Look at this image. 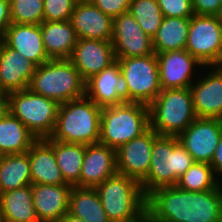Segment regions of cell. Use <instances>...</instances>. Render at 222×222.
<instances>
[{"instance_id":"cell-1","label":"cell","mask_w":222,"mask_h":222,"mask_svg":"<svg viewBox=\"0 0 222 222\" xmlns=\"http://www.w3.org/2000/svg\"><path fill=\"white\" fill-rule=\"evenodd\" d=\"M146 211L153 222H222V186L207 191L161 187L146 196Z\"/></svg>"},{"instance_id":"cell-2","label":"cell","mask_w":222,"mask_h":222,"mask_svg":"<svg viewBox=\"0 0 222 222\" xmlns=\"http://www.w3.org/2000/svg\"><path fill=\"white\" fill-rule=\"evenodd\" d=\"M101 107L86 95L61 103L52 140L74 144H95L100 140Z\"/></svg>"},{"instance_id":"cell-3","label":"cell","mask_w":222,"mask_h":222,"mask_svg":"<svg viewBox=\"0 0 222 222\" xmlns=\"http://www.w3.org/2000/svg\"><path fill=\"white\" fill-rule=\"evenodd\" d=\"M194 163L192 156L180 144L177 136L158 135L152 146L150 168L140 182L143 194L168 186H176Z\"/></svg>"},{"instance_id":"cell-4","label":"cell","mask_w":222,"mask_h":222,"mask_svg":"<svg viewBox=\"0 0 222 222\" xmlns=\"http://www.w3.org/2000/svg\"><path fill=\"white\" fill-rule=\"evenodd\" d=\"M28 88L61 104L85 96L86 81L69 59H50L36 67Z\"/></svg>"},{"instance_id":"cell-5","label":"cell","mask_w":222,"mask_h":222,"mask_svg":"<svg viewBox=\"0 0 222 222\" xmlns=\"http://www.w3.org/2000/svg\"><path fill=\"white\" fill-rule=\"evenodd\" d=\"M150 128L149 106L124 102L101 109L99 143L117 150Z\"/></svg>"},{"instance_id":"cell-6","label":"cell","mask_w":222,"mask_h":222,"mask_svg":"<svg viewBox=\"0 0 222 222\" xmlns=\"http://www.w3.org/2000/svg\"><path fill=\"white\" fill-rule=\"evenodd\" d=\"M95 189L111 222H130L146 211V196L134 178L117 173Z\"/></svg>"},{"instance_id":"cell-7","label":"cell","mask_w":222,"mask_h":222,"mask_svg":"<svg viewBox=\"0 0 222 222\" xmlns=\"http://www.w3.org/2000/svg\"><path fill=\"white\" fill-rule=\"evenodd\" d=\"M149 111L150 127L159 135L178 136L197 118L190 88L162 90Z\"/></svg>"},{"instance_id":"cell-8","label":"cell","mask_w":222,"mask_h":222,"mask_svg":"<svg viewBox=\"0 0 222 222\" xmlns=\"http://www.w3.org/2000/svg\"><path fill=\"white\" fill-rule=\"evenodd\" d=\"M59 103L32 92L29 88L8 94V111L18 118L37 139L52 135Z\"/></svg>"},{"instance_id":"cell-9","label":"cell","mask_w":222,"mask_h":222,"mask_svg":"<svg viewBox=\"0 0 222 222\" xmlns=\"http://www.w3.org/2000/svg\"><path fill=\"white\" fill-rule=\"evenodd\" d=\"M116 60L122 75L125 102L149 106L162 91L156 54Z\"/></svg>"},{"instance_id":"cell-10","label":"cell","mask_w":222,"mask_h":222,"mask_svg":"<svg viewBox=\"0 0 222 222\" xmlns=\"http://www.w3.org/2000/svg\"><path fill=\"white\" fill-rule=\"evenodd\" d=\"M222 46V17L196 15L190 19L185 50L204 66L219 67Z\"/></svg>"},{"instance_id":"cell-11","label":"cell","mask_w":222,"mask_h":222,"mask_svg":"<svg viewBox=\"0 0 222 222\" xmlns=\"http://www.w3.org/2000/svg\"><path fill=\"white\" fill-rule=\"evenodd\" d=\"M156 56L162 90L190 88L204 67L185 49L161 52Z\"/></svg>"},{"instance_id":"cell-12","label":"cell","mask_w":222,"mask_h":222,"mask_svg":"<svg viewBox=\"0 0 222 222\" xmlns=\"http://www.w3.org/2000/svg\"><path fill=\"white\" fill-rule=\"evenodd\" d=\"M222 132V119L196 118L177 136L194 162L211 163Z\"/></svg>"},{"instance_id":"cell-13","label":"cell","mask_w":222,"mask_h":222,"mask_svg":"<svg viewBox=\"0 0 222 222\" xmlns=\"http://www.w3.org/2000/svg\"><path fill=\"white\" fill-rule=\"evenodd\" d=\"M111 43L115 58L143 57L154 54L152 39L144 33L129 12L113 18Z\"/></svg>"},{"instance_id":"cell-14","label":"cell","mask_w":222,"mask_h":222,"mask_svg":"<svg viewBox=\"0 0 222 222\" xmlns=\"http://www.w3.org/2000/svg\"><path fill=\"white\" fill-rule=\"evenodd\" d=\"M201 71L190 86L195 114L197 118L222 119V68L204 66Z\"/></svg>"},{"instance_id":"cell-15","label":"cell","mask_w":222,"mask_h":222,"mask_svg":"<svg viewBox=\"0 0 222 222\" xmlns=\"http://www.w3.org/2000/svg\"><path fill=\"white\" fill-rule=\"evenodd\" d=\"M159 134L151 127L116 150L117 173L141 182L148 174L152 146Z\"/></svg>"},{"instance_id":"cell-16","label":"cell","mask_w":222,"mask_h":222,"mask_svg":"<svg viewBox=\"0 0 222 222\" xmlns=\"http://www.w3.org/2000/svg\"><path fill=\"white\" fill-rule=\"evenodd\" d=\"M69 60L87 81L116 61L111 41L78 39Z\"/></svg>"},{"instance_id":"cell-17","label":"cell","mask_w":222,"mask_h":222,"mask_svg":"<svg viewBox=\"0 0 222 222\" xmlns=\"http://www.w3.org/2000/svg\"><path fill=\"white\" fill-rule=\"evenodd\" d=\"M78 39L112 40L113 18L88 0H79L70 19Z\"/></svg>"},{"instance_id":"cell-18","label":"cell","mask_w":222,"mask_h":222,"mask_svg":"<svg viewBox=\"0 0 222 222\" xmlns=\"http://www.w3.org/2000/svg\"><path fill=\"white\" fill-rule=\"evenodd\" d=\"M116 174V150L101 143L86 145L80 187L95 188Z\"/></svg>"},{"instance_id":"cell-19","label":"cell","mask_w":222,"mask_h":222,"mask_svg":"<svg viewBox=\"0 0 222 222\" xmlns=\"http://www.w3.org/2000/svg\"><path fill=\"white\" fill-rule=\"evenodd\" d=\"M36 67L31 60L0 40V79L8 93L27 89Z\"/></svg>"},{"instance_id":"cell-20","label":"cell","mask_w":222,"mask_h":222,"mask_svg":"<svg viewBox=\"0 0 222 222\" xmlns=\"http://www.w3.org/2000/svg\"><path fill=\"white\" fill-rule=\"evenodd\" d=\"M85 95L101 108L125 102L122 75L117 60L86 81Z\"/></svg>"},{"instance_id":"cell-21","label":"cell","mask_w":222,"mask_h":222,"mask_svg":"<svg viewBox=\"0 0 222 222\" xmlns=\"http://www.w3.org/2000/svg\"><path fill=\"white\" fill-rule=\"evenodd\" d=\"M70 184H32L33 204L39 222H58L69 210Z\"/></svg>"},{"instance_id":"cell-22","label":"cell","mask_w":222,"mask_h":222,"mask_svg":"<svg viewBox=\"0 0 222 222\" xmlns=\"http://www.w3.org/2000/svg\"><path fill=\"white\" fill-rule=\"evenodd\" d=\"M1 40L36 66L50 60L44 48L40 25L11 23Z\"/></svg>"},{"instance_id":"cell-23","label":"cell","mask_w":222,"mask_h":222,"mask_svg":"<svg viewBox=\"0 0 222 222\" xmlns=\"http://www.w3.org/2000/svg\"><path fill=\"white\" fill-rule=\"evenodd\" d=\"M27 152L32 184H67L57 165L54 149L44 139H38Z\"/></svg>"},{"instance_id":"cell-24","label":"cell","mask_w":222,"mask_h":222,"mask_svg":"<svg viewBox=\"0 0 222 222\" xmlns=\"http://www.w3.org/2000/svg\"><path fill=\"white\" fill-rule=\"evenodd\" d=\"M40 28L48 58L69 59L78 41L71 21H43Z\"/></svg>"},{"instance_id":"cell-25","label":"cell","mask_w":222,"mask_h":222,"mask_svg":"<svg viewBox=\"0 0 222 222\" xmlns=\"http://www.w3.org/2000/svg\"><path fill=\"white\" fill-rule=\"evenodd\" d=\"M0 222H39L32 184L0 193Z\"/></svg>"},{"instance_id":"cell-26","label":"cell","mask_w":222,"mask_h":222,"mask_svg":"<svg viewBox=\"0 0 222 222\" xmlns=\"http://www.w3.org/2000/svg\"><path fill=\"white\" fill-rule=\"evenodd\" d=\"M37 140L9 111L0 118V156L27 152Z\"/></svg>"},{"instance_id":"cell-27","label":"cell","mask_w":222,"mask_h":222,"mask_svg":"<svg viewBox=\"0 0 222 222\" xmlns=\"http://www.w3.org/2000/svg\"><path fill=\"white\" fill-rule=\"evenodd\" d=\"M44 140L54 149L56 162L65 182L80 187V175L86 145L65 143L52 140L50 137Z\"/></svg>"},{"instance_id":"cell-28","label":"cell","mask_w":222,"mask_h":222,"mask_svg":"<svg viewBox=\"0 0 222 222\" xmlns=\"http://www.w3.org/2000/svg\"><path fill=\"white\" fill-rule=\"evenodd\" d=\"M68 213L85 222H111L95 188L73 186Z\"/></svg>"},{"instance_id":"cell-29","label":"cell","mask_w":222,"mask_h":222,"mask_svg":"<svg viewBox=\"0 0 222 222\" xmlns=\"http://www.w3.org/2000/svg\"><path fill=\"white\" fill-rule=\"evenodd\" d=\"M191 18L164 17L161 26L152 39L155 54L184 50Z\"/></svg>"},{"instance_id":"cell-30","label":"cell","mask_w":222,"mask_h":222,"mask_svg":"<svg viewBox=\"0 0 222 222\" xmlns=\"http://www.w3.org/2000/svg\"><path fill=\"white\" fill-rule=\"evenodd\" d=\"M31 184L28 152L0 156V193Z\"/></svg>"},{"instance_id":"cell-31","label":"cell","mask_w":222,"mask_h":222,"mask_svg":"<svg viewBox=\"0 0 222 222\" xmlns=\"http://www.w3.org/2000/svg\"><path fill=\"white\" fill-rule=\"evenodd\" d=\"M176 186L185 191H207L220 188L222 182L216 177L209 163L194 162L190 168L180 176Z\"/></svg>"},{"instance_id":"cell-32","label":"cell","mask_w":222,"mask_h":222,"mask_svg":"<svg viewBox=\"0 0 222 222\" xmlns=\"http://www.w3.org/2000/svg\"><path fill=\"white\" fill-rule=\"evenodd\" d=\"M129 13L151 39L156 35L164 18L157 0H131Z\"/></svg>"},{"instance_id":"cell-33","label":"cell","mask_w":222,"mask_h":222,"mask_svg":"<svg viewBox=\"0 0 222 222\" xmlns=\"http://www.w3.org/2000/svg\"><path fill=\"white\" fill-rule=\"evenodd\" d=\"M11 23L40 25L44 21V0H9Z\"/></svg>"},{"instance_id":"cell-34","label":"cell","mask_w":222,"mask_h":222,"mask_svg":"<svg viewBox=\"0 0 222 222\" xmlns=\"http://www.w3.org/2000/svg\"><path fill=\"white\" fill-rule=\"evenodd\" d=\"M79 0H44V21H69Z\"/></svg>"},{"instance_id":"cell-35","label":"cell","mask_w":222,"mask_h":222,"mask_svg":"<svg viewBox=\"0 0 222 222\" xmlns=\"http://www.w3.org/2000/svg\"><path fill=\"white\" fill-rule=\"evenodd\" d=\"M164 17L191 18L192 0H157Z\"/></svg>"},{"instance_id":"cell-36","label":"cell","mask_w":222,"mask_h":222,"mask_svg":"<svg viewBox=\"0 0 222 222\" xmlns=\"http://www.w3.org/2000/svg\"><path fill=\"white\" fill-rule=\"evenodd\" d=\"M99 8L104 14L115 18L129 12L131 0H88Z\"/></svg>"},{"instance_id":"cell-37","label":"cell","mask_w":222,"mask_h":222,"mask_svg":"<svg viewBox=\"0 0 222 222\" xmlns=\"http://www.w3.org/2000/svg\"><path fill=\"white\" fill-rule=\"evenodd\" d=\"M196 15H216L222 17V0H192Z\"/></svg>"},{"instance_id":"cell-38","label":"cell","mask_w":222,"mask_h":222,"mask_svg":"<svg viewBox=\"0 0 222 222\" xmlns=\"http://www.w3.org/2000/svg\"><path fill=\"white\" fill-rule=\"evenodd\" d=\"M11 25L10 1L0 0V40Z\"/></svg>"},{"instance_id":"cell-39","label":"cell","mask_w":222,"mask_h":222,"mask_svg":"<svg viewBox=\"0 0 222 222\" xmlns=\"http://www.w3.org/2000/svg\"><path fill=\"white\" fill-rule=\"evenodd\" d=\"M210 165L212 166L216 177L222 182V132Z\"/></svg>"},{"instance_id":"cell-40","label":"cell","mask_w":222,"mask_h":222,"mask_svg":"<svg viewBox=\"0 0 222 222\" xmlns=\"http://www.w3.org/2000/svg\"><path fill=\"white\" fill-rule=\"evenodd\" d=\"M8 112V95H0V118Z\"/></svg>"},{"instance_id":"cell-41","label":"cell","mask_w":222,"mask_h":222,"mask_svg":"<svg viewBox=\"0 0 222 222\" xmlns=\"http://www.w3.org/2000/svg\"><path fill=\"white\" fill-rule=\"evenodd\" d=\"M58 222H85V221L67 212L59 219Z\"/></svg>"},{"instance_id":"cell-42","label":"cell","mask_w":222,"mask_h":222,"mask_svg":"<svg viewBox=\"0 0 222 222\" xmlns=\"http://www.w3.org/2000/svg\"><path fill=\"white\" fill-rule=\"evenodd\" d=\"M130 222H153V221L151 220L150 214L147 211H145L137 219L130 221Z\"/></svg>"},{"instance_id":"cell-43","label":"cell","mask_w":222,"mask_h":222,"mask_svg":"<svg viewBox=\"0 0 222 222\" xmlns=\"http://www.w3.org/2000/svg\"><path fill=\"white\" fill-rule=\"evenodd\" d=\"M9 93L3 88V85L1 83L0 79V95H8Z\"/></svg>"},{"instance_id":"cell-44","label":"cell","mask_w":222,"mask_h":222,"mask_svg":"<svg viewBox=\"0 0 222 222\" xmlns=\"http://www.w3.org/2000/svg\"><path fill=\"white\" fill-rule=\"evenodd\" d=\"M219 68H222V46H221V51L219 54Z\"/></svg>"}]
</instances>
